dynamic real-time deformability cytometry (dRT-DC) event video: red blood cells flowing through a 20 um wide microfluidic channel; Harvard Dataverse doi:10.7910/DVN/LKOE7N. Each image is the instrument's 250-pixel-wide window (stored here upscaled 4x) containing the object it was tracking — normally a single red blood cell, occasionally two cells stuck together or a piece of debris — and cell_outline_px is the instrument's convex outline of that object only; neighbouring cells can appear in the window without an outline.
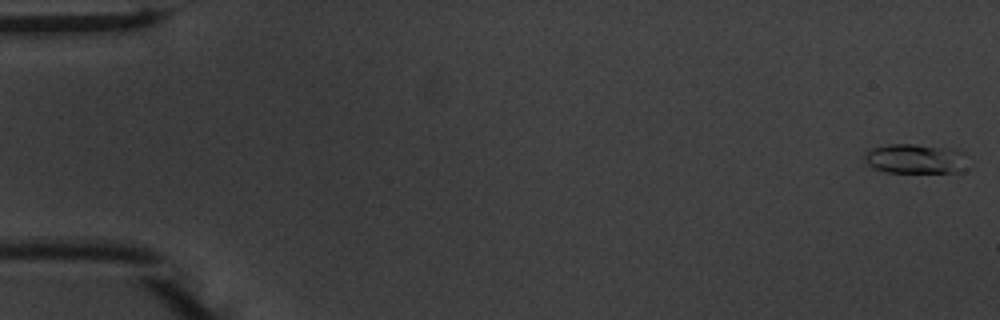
{"species": "common noctule bat (a hibernating species)", "species_latin": "Nyctalus noctula", "temperature_condition": "warm", "stored_images_in_passage": 54, "camera_frame_rate_fps": 3000, "um_per_image_px": 0.085, "animal": {"sex": "male", "body_mass_g": 20.1, "forearm_length_mm": 53.5}, "frame": {"image": 1, "passage_image": 1, "time_ms": 0.0, "image_size_px": [1000, 320], "cell_outline_px": [[964, 168], [960, 172], [888, 172], [876, 168], [868, 164], [864, 160], [864, 156], [872, 148], [888, 144], [912, 144], [956, 148], [964, 152]], "centroid_in_image_um": [77.83, 13.48], "position_along_channel_um": 7.2, "area_um2": 17.69}}
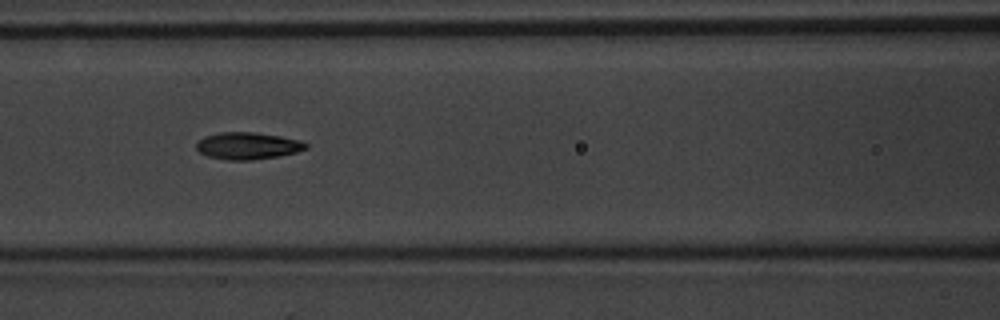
{"frame": {"image": 2, "passage_image": 24, "time_ms": 7.667, "image_size_px": [1000, 320], "cell_outline_px": [[308, 148], [296, 152], [280, 156], [252, 160], [228, 160], [208, 156], [200, 152], [196, 148], [196, 144], [204, 136], [220, 132], [252, 132], [280, 136], [300, 140], [308, 144]], "centroid_in_image_um": [21.07, 12.39], "position_along_channel_um": 145.5, "area_um2": 17.22}}
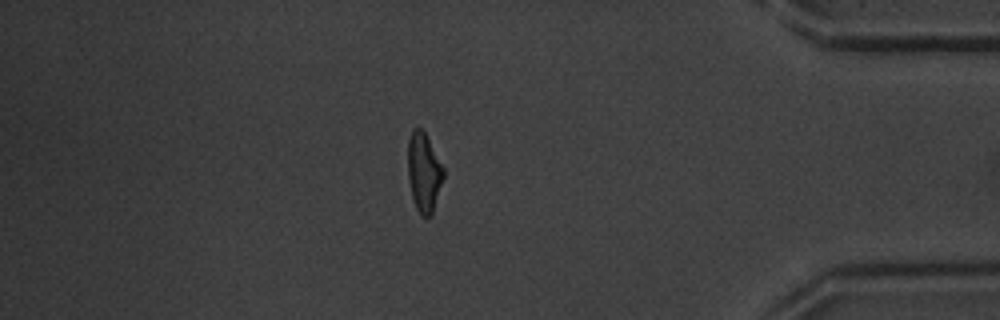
{"frame": {"image": 3, "passage_image": 47, "time_ms": 15.333, "image_size_px": [1000, 320], "cell_outline_px": [[444, 176], [432, 212], [428, 216], [420, 216], [412, 200], [408, 180], [408, 140], [412, 128], [416, 124], [424, 132], [444, 168]], "centroid_in_image_um": [36.0, 14.62], "position_along_channel_um": 399.2, "area_um2": 16.42}, "authors_computed_cell_mechanics": {"area_um2": 16.5597, "velocity_mm_per_s": 3.7554, "shape_relaxation_time_tau1_ms": 2.237, "shape_relaxation_time_tau2_ms": 2.4961, "deformation_change_tau1": 0.1669, "deformation_change_tau2": 0.0989}}